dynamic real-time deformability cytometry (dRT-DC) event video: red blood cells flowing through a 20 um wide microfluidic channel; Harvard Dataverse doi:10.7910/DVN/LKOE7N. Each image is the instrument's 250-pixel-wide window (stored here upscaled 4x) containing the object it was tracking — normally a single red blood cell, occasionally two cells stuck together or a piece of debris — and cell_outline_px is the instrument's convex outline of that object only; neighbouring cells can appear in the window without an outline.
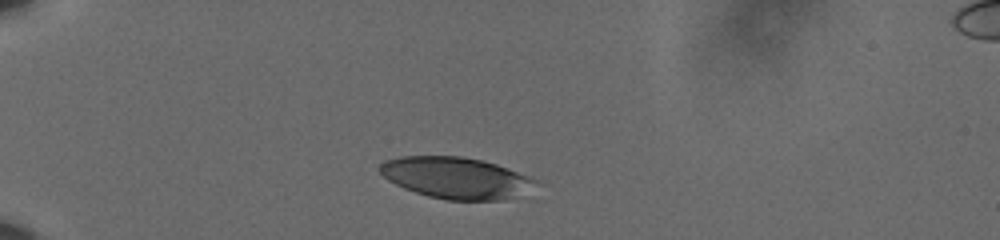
{"species": "human", "species_latin": "Homo sapiens", "temperature_condition": "cold", "stored_images_in_passage": 36, "camera_frame_rate_fps": 3000, "um_per_image_px": 0.085, "donor": {"sex": "male"}, "frame": {"image": 1, "passage_image": 1, "time_ms": 0.0, "image_size_px": [1000, 240], "cell_outline_px": [[536, 180], [516, 196], [504, 200], [448, 200], [428, 196], [404, 188], [388, 180], [380, 172], [380, 164], [384, 160], [400, 156], [460, 156], [480, 160], [496, 164], [528, 176]], "centroid_in_image_um": [38.66, 15.1], "position_along_channel_um": 46.3, "area_um2": 36.88}}
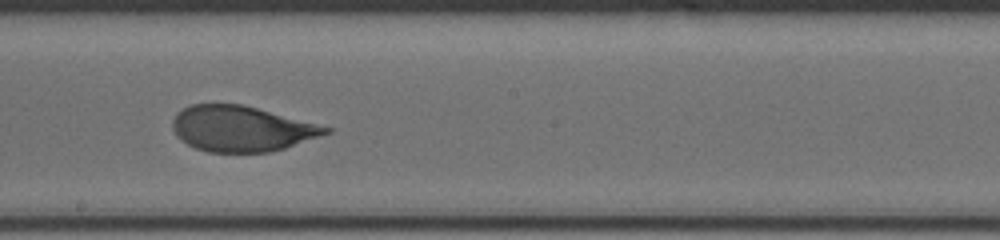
{"frame": {"image": 2, "passage_image": 20, "time_ms": 6.333, "image_size_px": [1000, 240], "cell_outline_px": [[332, 132], [284, 148], [268, 152], [208, 152], [196, 148], [180, 140], [176, 136], [172, 128], [172, 120], [176, 112], [192, 104], [240, 104], [256, 108], [332, 128]], "centroid_in_image_um": [20.47, 10.94], "position_along_channel_um": 227.7, "area_um2": 40.29}}
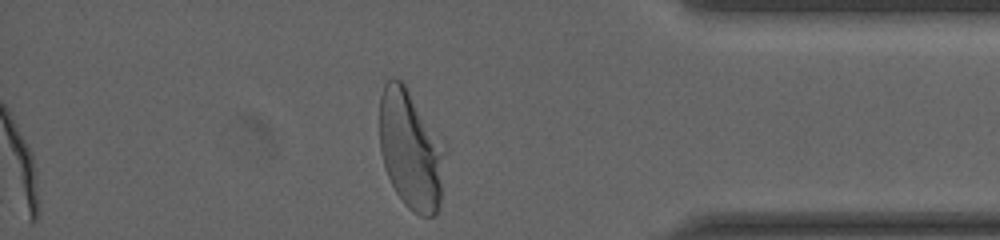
{"frame": {"image": 3, "passage_image": 36, "time_ms": 11.667, "image_size_px": [1000, 240], "cell_outline_px": [[444, 152], [440, 204], [436, 212], [432, 216], [420, 216], [412, 212], [404, 204], [396, 192], [384, 168], [380, 152], [380, 96], [384, 84], [392, 76], [400, 80], [404, 84]], "centroid_in_image_um": [34.83, 12.79], "position_along_channel_um": 400.4, "area_um2": 43.93}, "authors_computed_cell_mechanics": {"area_um2": 41.9339, "velocity_mm_per_s": 3.5976, "shape_relaxation_time_tau1_ms": 3.2646, "shape_relaxation_time_tau2_ms": null, "deformation_change_tau1": 0.1591, "deformation_change_tau2": null}}